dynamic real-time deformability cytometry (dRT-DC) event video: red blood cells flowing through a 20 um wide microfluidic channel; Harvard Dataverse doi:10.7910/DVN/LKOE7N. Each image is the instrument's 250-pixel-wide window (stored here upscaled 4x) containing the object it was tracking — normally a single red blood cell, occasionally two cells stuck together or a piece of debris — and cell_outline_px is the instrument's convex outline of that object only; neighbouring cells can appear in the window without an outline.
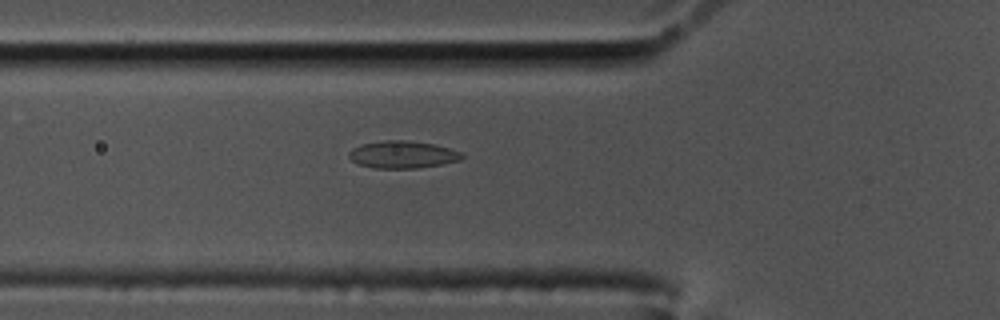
{"species": "common noctule bat (a hibernating species)", "species_latin": "Nyctalus noctula", "temperature_condition": "cold", "stored_images_in_passage": 33, "camera_frame_rate_fps": 3000, "um_per_image_px": 0.085, "animal": {"sex": "male", "body_mass_g": 17.5, "forearm_length_mm": 52.3}, "frame": {"image": 1, "passage_image": 4, "time_ms": 1.0, "image_size_px": [1000, 320], "cell_outline_px": [[464, 156], [460, 160], [420, 168], [372, 168], [356, 164], [348, 156], [348, 152], [352, 148], [360, 144], [384, 140], [404, 140], [436, 144], [460, 152]], "centroid_in_image_um": [34.17, 13.14], "position_along_channel_um": 91.6, "area_um2": 18.09}}
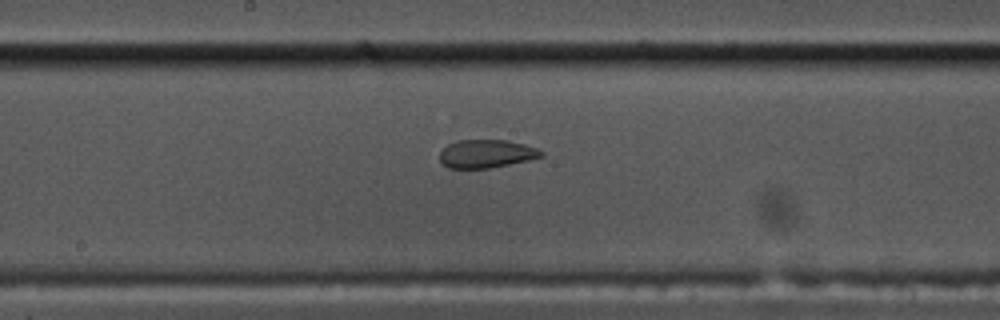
{"frame": {"image": 2, "passage_image": 14, "time_ms": 4.333, "image_size_px": [1000, 320], "cell_outline_px": [[544, 156], [528, 160], [488, 168], [448, 168], [440, 160], [440, 152], [448, 144], [456, 140], [508, 140], [524, 144], [536, 148], [544, 152]], "centroid_in_image_um": [41.34, 13.06], "position_along_channel_um": 206.9, "area_um2": 16.59}}
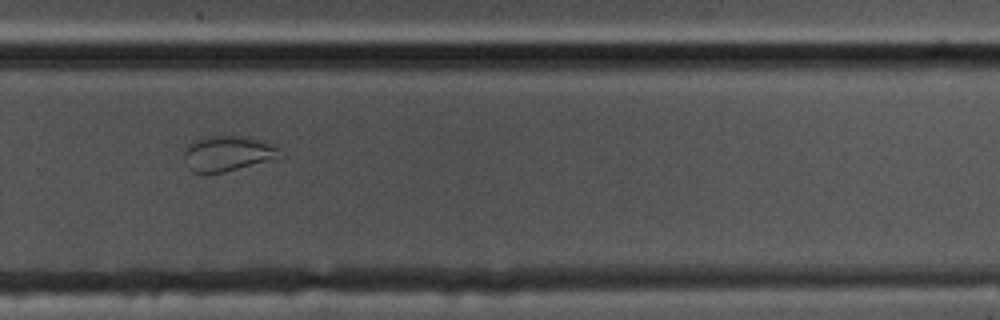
{"frame": {"image": 3, "passage_image": 23, "time_ms": 7.333, "image_size_px": [1000, 320], "cell_outline_px": [[284, 156], [224, 172], [192, 172], [188, 168], [184, 156], [184, 152], [188, 144], [204, 136], [232, 136], [256, 140], [280, 148]], "centroid_in_image_um": [19.32, 13.05], "position_along_channel_um": 310.5, "area_um2": 19.19}}